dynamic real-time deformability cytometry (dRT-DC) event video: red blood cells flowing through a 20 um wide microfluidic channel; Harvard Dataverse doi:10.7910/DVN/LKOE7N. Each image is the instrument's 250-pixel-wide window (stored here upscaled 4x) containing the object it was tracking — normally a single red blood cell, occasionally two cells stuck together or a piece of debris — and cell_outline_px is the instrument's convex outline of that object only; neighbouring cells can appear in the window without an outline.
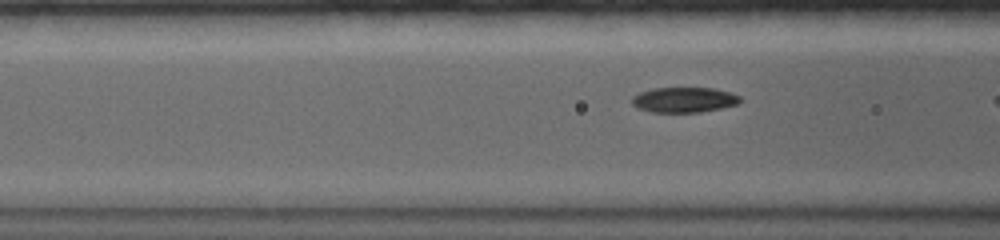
{"species": "common noctule bat (a hibernating species)", "species_latin": "Nyctalus noctula", "temperature_condition": "warm", "stored_images_in_passage": 48, "camera_frame_rate_fps": 5000, "um_per_image_px": 0.085, "animal": {"sex": "female", "body_mass_g": 19.0, "forearm_length_mm": 56.7}, "frame": {"image": 1, "passage_image": 9, "time_ms": 1.6, "image_size_px": [1000, 240], "cell_outline_px": [[740, 104], [700, 112], [652, 112], [640, 108], [632, 104], [632, 96], [640, 92], [652, 88], [712, 88], [728, 92], [740, 96]], "centroid_in_image_um": [58.14, 8.48], "position_along_channel_um": 108.5, "area_um2": 15.78}}
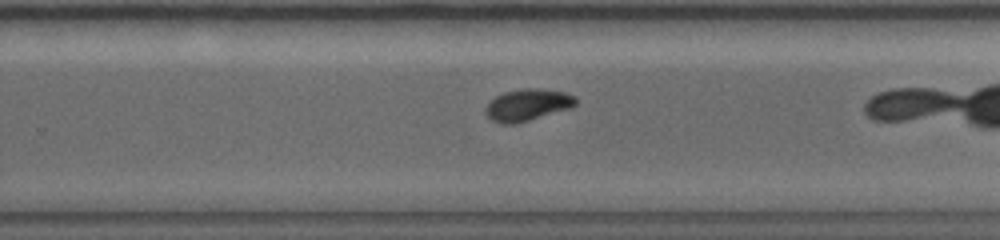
{"frame": {"image": 2, "passage_image": 30, "time_ms": 6.4, "image_size_px": [1000, 240], "cell_outline_px": [[576, 104], [572, 108], [516, 124], [500, 124], [492, 120], [488, 116], [488, 104], [496, 96], [504, 92], [524, 88], [536, 88], [564, 92], [576, 96]], "centroid_in_image_um": [44.9, 8.92], "position_along_channel_um": 284.9, "area_um2": 16.59}}
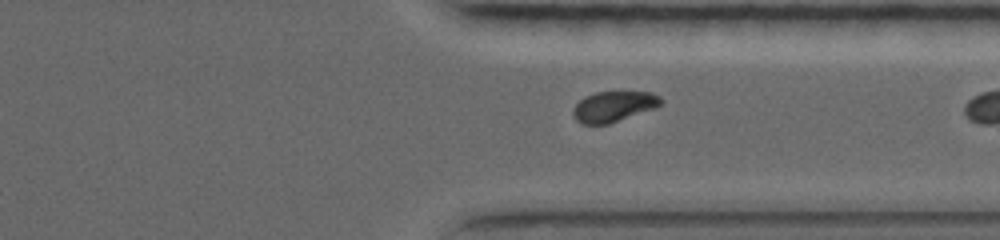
{"frame": {"image": 3, "passage_image": 39, "time_ms": 8.4, "image_size_px": [1000, 240], "cell_outline_px": [[664, 100], [656, 108], [608, 124], [584, 124], [576, 120], [572, 112], [572, 108], [584, 96], [596, 92], [652, 92], [660, 96]], "centroid_in_image_um": [52.17, 9.04], "position_along_channel_um": 359.2, "area_um2": 15.66}}